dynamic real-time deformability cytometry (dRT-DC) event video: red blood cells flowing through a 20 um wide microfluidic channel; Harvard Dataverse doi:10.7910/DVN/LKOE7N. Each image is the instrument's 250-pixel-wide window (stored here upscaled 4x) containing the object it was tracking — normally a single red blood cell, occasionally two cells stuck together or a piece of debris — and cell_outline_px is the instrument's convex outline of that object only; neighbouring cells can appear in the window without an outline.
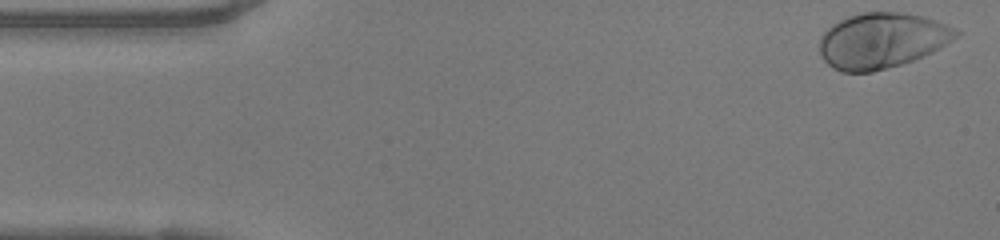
{"species": "human", "species_latin": "Homo sapiens", "temperature_condition": "warm", "stored_images_in_passage": 48, "camera_frame_rate_fps": 3000, "um_per_image_px": 0.085, "donor": {"sex": "female"}, "frame": {"image": 1, "passage_image": 1, "time_ms": 0.0, "image_size_px": [1000, 240], "cell_outline_px": [[960, 36], [932, 52], [924, 56], [900, 64], [872, 72], [840, 72], [832, 68], [824, 60], [820, 52], [820, 36], [832, 24], [848, 16], [860, 12], [904, 12], [924, 16], [956, 28], [960, 32]], "centroid_in_image_um": [74.96, 3.43], "position_along_channel_um": 10.0, "area_um2": 44.27}}
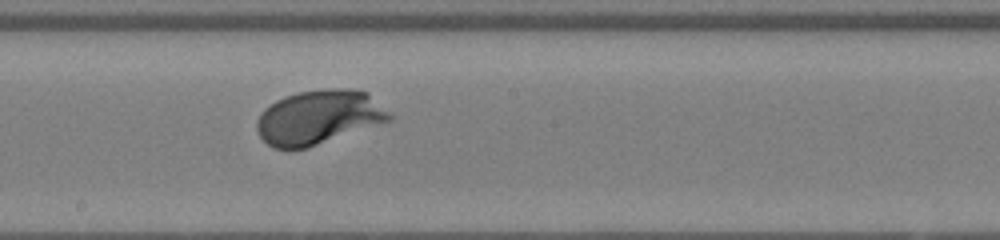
{"frame": {"image": 2, "passage_image": 25, "time_ms": 8.0, "image_size_px": [1000, 240], "cell_outline_px": [[392, 120], [308, 148], [288, 152], [272, 148], [260, 136], [256, 128], [256, 120], [260, 112], [264, 108], [276, 100], [284, 96], [300, 92], [328, 88], [348, 88], [368, 92], [392, 116]], "centroid_in_image_um": [27.04, 9.99], "position_along_channel_um": 221.2, "area_um2": 42.43}}
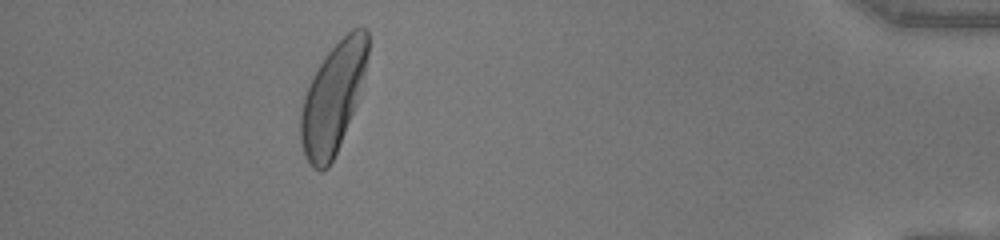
{"frame": {"image": 3, "passage_image": 43, "time_ms": 14.0, "image_size_px": [1000, 240], "cell_outline_px": [[368, 52], [364, 72], [356, 104], [340, 144], [328, 168], [320, 172], [312, 168], [304, 156], [300, 140], [300, 112], [304, 96], [312, 76], [324, 56], [352, 28], [368, 28]], "centroid_in_image_um": [28.27, 8.36], "position_along_channel_um": 406.9, "area_um2": 42.6}, "authors_computed_cell_mechanics": {"area_um2": 40.7779, "velocity_mm_per_s": 4.0985, "shape_relaxation_time_tau1_ms": 1.4269, "shape_relaxation_time_tau2_ms": null, "deformation_change_tau1": 0.1448, "deformation_change_tau2": null}}